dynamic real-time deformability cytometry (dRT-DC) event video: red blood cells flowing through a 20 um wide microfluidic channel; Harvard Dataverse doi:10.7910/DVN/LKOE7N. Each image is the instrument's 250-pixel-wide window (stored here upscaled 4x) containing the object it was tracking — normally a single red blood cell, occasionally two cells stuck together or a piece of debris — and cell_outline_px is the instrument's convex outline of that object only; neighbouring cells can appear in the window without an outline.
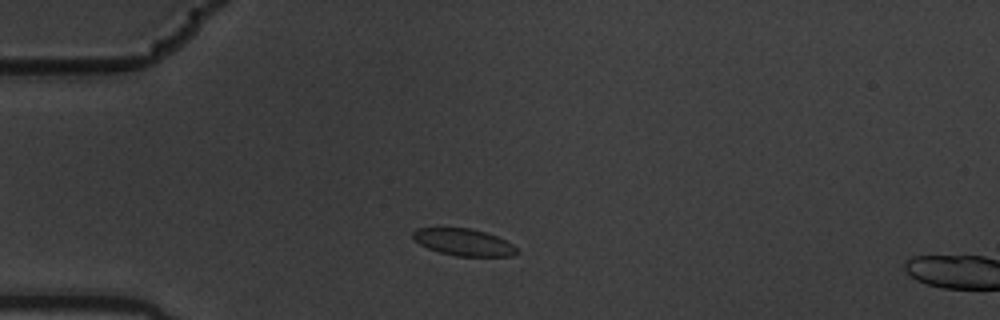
{"species": "common noctule bat (a hibernating species)", "species_latin": "Nyctalus noctula", "temperature_condition": "warm", "stored_images_in_passage": 5, "camera_frame_rate_fps": 3000, "um_per_image_px": 0.085, "animal": {"sex": "male", "body_mass_g": 19.5, "forearm_length_mm": 54.6}, "frame": {"image": 1, "passage_image": 2, "time_ms": 0.333, "image_size_px": [1000, 320], "cell_outline_px": [[520, 252], [512, 256], [456, 256], [440, 252], [428, 248], [420, 244], [412, 236], [412, 232], [416, 228], [472, 228], [496, 236], [512, 244]], "centroid_in_image_um": [39.41, 20.59], "position_along_channel_um": 45.6, "area_um2": 16.18}}
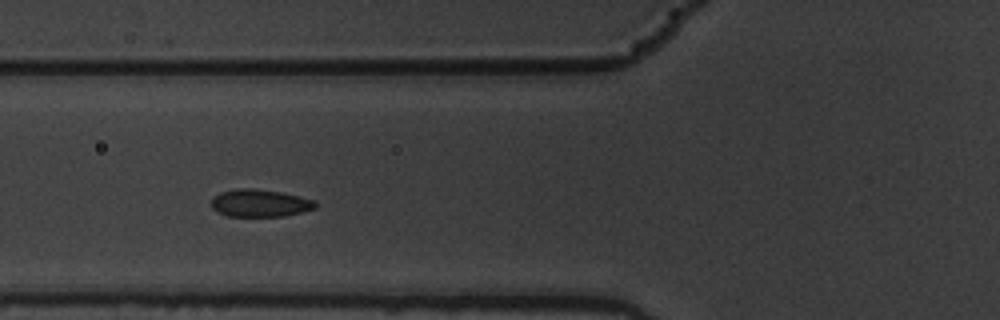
{"frame": {"image": 2, "passage_image": 4, "time_ms": 1.0, "image_size_px": [1000, 320], "cell_outline_px": [[316, 208], [284, 216], [228, 216], [216, 212], [212, 208], [212, 196], [220, 192], [236, 188], [256, 188], [280, 192], [300, 196], [316, 200]], "centroid_in_image_um": [22.07, 17.25], "position_along_channel_um": 103.7, "area_um2": 16.82}}
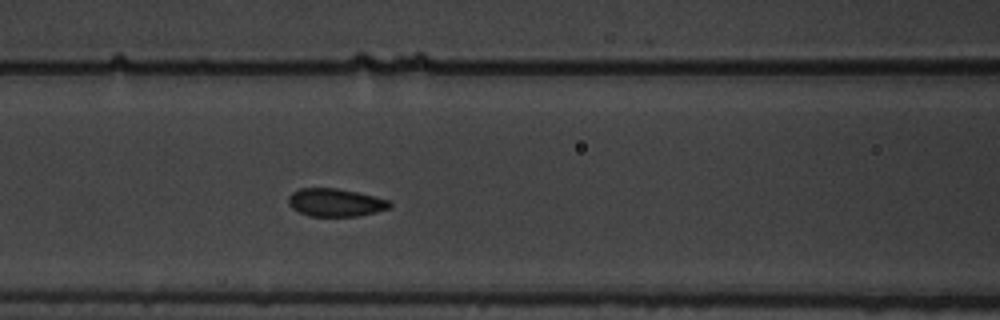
{"frame": {"image": 3, "passage_image": 5, "time_ms": 1.333, "image_size_px": [1000, 320], "cell_outline_px": [[392, 204], [388, 208], [376, 212], [356, 216], [308, 216], [292, 208], [288, 204], [288, 196], [292, 192], [300, 188], [336, 188], [356, 192], [388, 200]], "centroid_in_image_um": [28.46, 17.21], "position_along_channel_um": 138.1, "area_um2": 16.36}}